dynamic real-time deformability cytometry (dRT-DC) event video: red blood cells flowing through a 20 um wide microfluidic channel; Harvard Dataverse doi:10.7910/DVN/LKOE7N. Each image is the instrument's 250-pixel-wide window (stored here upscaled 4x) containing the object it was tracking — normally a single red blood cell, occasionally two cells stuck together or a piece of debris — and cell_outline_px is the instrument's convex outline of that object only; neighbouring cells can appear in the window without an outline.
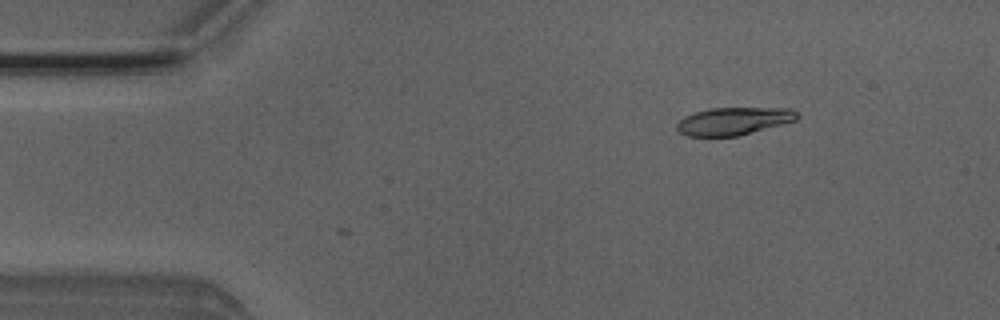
{"species": "Egyptian fruit bat (a non-hibernating species)", "species_latin": "Rousettus aegyptiacus", "temperature_condition": "room temperature", "stored_images_in_passage": 4, "camera_frame_rate_fps": 3000, "um_per_image_px": 0.085, "animal": {"sex": "male"}, "frame": {"image": 1, "passage_image": 2, "time_ms": 1.0, "image_size_px": [1000, 320], "cell_outline_px": [[800, 116], [796, 120], [740, 136], [688, 136], [680, 132], [676, 128], [676, 124], [684, 116], [696, 112], [712, 108], [792, 108]], "centroid_in_image_um": [62.37, 10.29], "position_along_channel_um": 22.6, "area_um2": 19.36}}